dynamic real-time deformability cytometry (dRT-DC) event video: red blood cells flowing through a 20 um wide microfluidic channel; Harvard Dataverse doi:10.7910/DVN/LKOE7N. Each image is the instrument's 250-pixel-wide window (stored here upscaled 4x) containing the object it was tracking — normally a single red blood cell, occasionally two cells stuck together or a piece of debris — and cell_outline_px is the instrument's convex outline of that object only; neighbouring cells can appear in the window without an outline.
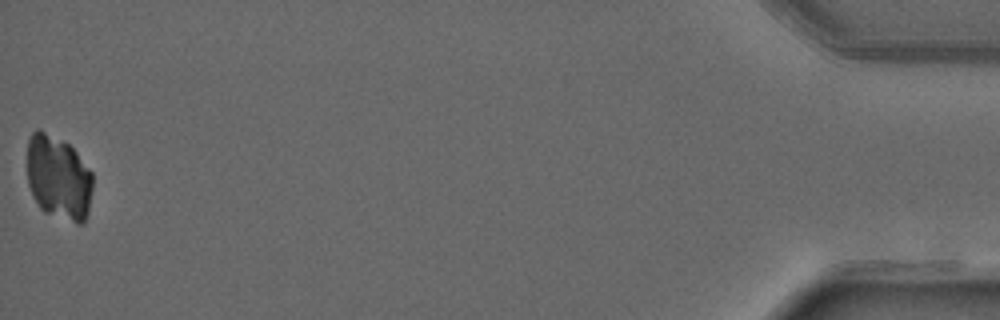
{"species": "common noctule bat (a hibernating species)", "species_latin": "Nyctalus noctula", "temperature_condition": "warm", "stored_images_in_passage": 42, "camera_frame_rate_fps": 3000, "um_per_image_px": 0.085, "animal": {"sex": "male", "forearm_length_mm": 52.5}, "frame": {"image": 1, "passage_image": 42, "time_ms": 13.667, "image_size_px": [1000, 320], "cell_outline_px": [[92, 188], [88, 212], [84, 224], [76, 224], [44, 212], [40, 208], [32, 196], [28, 184], [28, 140], [32, 132], [36, 128], [40, 128], [68, 144], [76, 152], [92, 172]], "centroid_in_image_um": [4.97, 15.11], "position_along_channel_um": 430.2, "area_um2": 32.48}}